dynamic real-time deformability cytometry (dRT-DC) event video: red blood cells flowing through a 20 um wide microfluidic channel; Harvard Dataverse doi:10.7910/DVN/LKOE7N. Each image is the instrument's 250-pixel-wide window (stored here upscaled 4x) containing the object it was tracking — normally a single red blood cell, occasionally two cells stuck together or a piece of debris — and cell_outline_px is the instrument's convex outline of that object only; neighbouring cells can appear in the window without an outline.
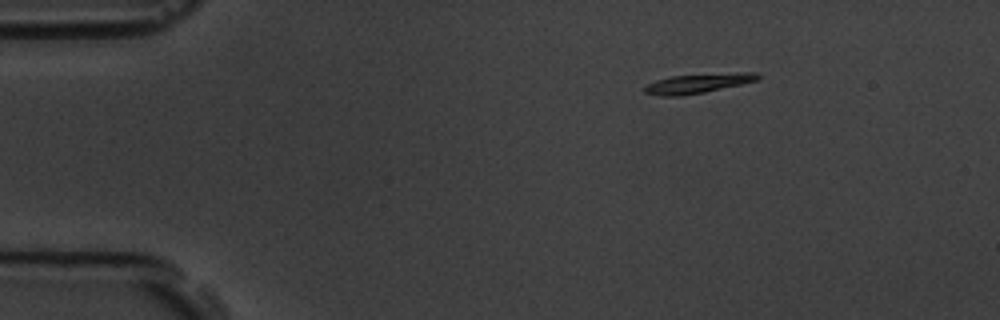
{"species": "common noctule bat (a hibernating species)", "species_latin": "Nyctalus noctula", "temperature_condition": "room temperature", "stored_images_in_passage": 5, "camera_frame_rate_fps": 3000, "um_per_image_px": 0.085, "animal": {"sex": "male", "body_mass_g": 19.5, "forearm_length_mm": 54.6}, "frame": {"image": 1, "passage_image": 2, "time_ms": 2.0, "image_size_px": [1000, 320], "cell_outline_px": [[760, 80], [704, 92], [680, 96], [660, 96], [644, 92], [644, 88], [648, 84], [656, 80], [672, 76], [740, 72], [756, 72], [760, 76]], "centroid_in_image_um": [59.36, 7.08], "position_along_channel_um": 25.6, "area_um2": 12.77}}
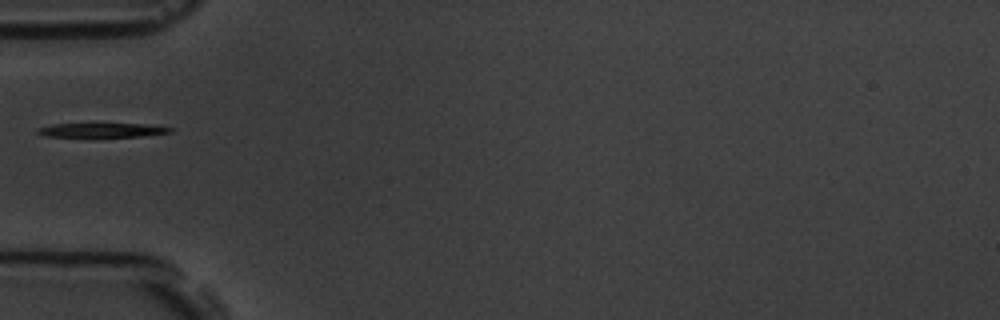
{"frame": {"image": 2, "passage_image": 5, "time_ms": 5.333, "image_size_px": [1000, 320], "cell_outline_px": [[176, 128], [172, 132], [140, 136], [96, 140], [88, 140], [44, 136], [36, 132], [36, 128], [52, 124], [144, 124]], "centroid_in_image_um": [8.57, 11.13], "position_along_channel_um": 76.4, "area_um2": 12.2}}